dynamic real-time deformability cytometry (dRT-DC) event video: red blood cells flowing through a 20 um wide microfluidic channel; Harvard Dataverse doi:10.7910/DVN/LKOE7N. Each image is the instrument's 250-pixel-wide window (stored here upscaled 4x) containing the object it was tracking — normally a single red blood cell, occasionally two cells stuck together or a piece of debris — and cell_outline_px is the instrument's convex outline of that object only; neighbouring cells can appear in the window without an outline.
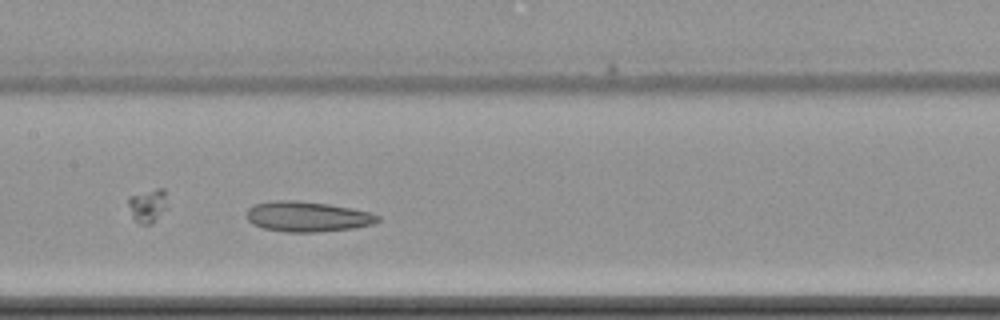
{"species": "common noctule bat (a hibernating species)", "species_latin": "Nyctalus noctula", "temperature_condition": "cold", "stored_images_in_passage": 6, "camera_frame_rate_fps": 3000, "um_per_image_px": 0.085, "animal": {"sex": "female", "body_mass_g": 22.7, "forearm_length_mm": 54.2}, "frame": {"image": 1, "passage_image": 6, "time_ms": 6.667, "image_size_px": [1000, 320], "cell_outline_px": [[380, 220], [372, 224], [352, 228], [316, 232], [288, 232], [260, 228], [252, 224], [248, 220], [248, 208], [256, 204], [276, 200], [296, 200], [328, 204], [352, 208], [368, 212], [380, 216]], "centroid_in_image_um": [26.11, 18.41], "position_along_channel_um": 181.3, "area_um2": 23.0}}